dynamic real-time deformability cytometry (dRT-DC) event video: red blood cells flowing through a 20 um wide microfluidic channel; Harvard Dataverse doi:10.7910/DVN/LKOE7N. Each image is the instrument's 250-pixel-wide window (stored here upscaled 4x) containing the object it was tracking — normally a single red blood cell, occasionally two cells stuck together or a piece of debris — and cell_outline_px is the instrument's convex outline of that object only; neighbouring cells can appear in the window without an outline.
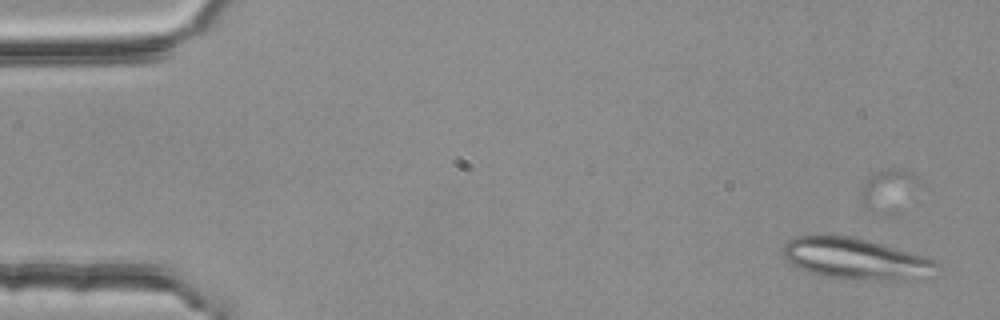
{"species": "common noctule bat (a hibernating species)", "species_latin": "Nyctalus noctula", "temperature_condition": "room temperature", "stored_images_in_passage": 5, "camera_frame_rate_fps": 3000, "um_per_image_px": 0.085, "animal": {"sex": "female", "body_mass_g": 25.1}, "frame": {"image": 1, "passage_image": 1, "time_ms": 0.0, "image_size_px": [1000, 320], "cell_outline_px": [[940, 264], [936, 276], [916, 280], [876, 280], [828, 276], [812, 272], [792, 264], [784, 260], [780, 252], [784, 244], [788, 240], [796, 236], [852, 236], [868, 240], [928, 256]], "centroid_in_image_um": [72.85, 22.0], "position_along_channel_um": 12.2, "area_um2": 37.28}}